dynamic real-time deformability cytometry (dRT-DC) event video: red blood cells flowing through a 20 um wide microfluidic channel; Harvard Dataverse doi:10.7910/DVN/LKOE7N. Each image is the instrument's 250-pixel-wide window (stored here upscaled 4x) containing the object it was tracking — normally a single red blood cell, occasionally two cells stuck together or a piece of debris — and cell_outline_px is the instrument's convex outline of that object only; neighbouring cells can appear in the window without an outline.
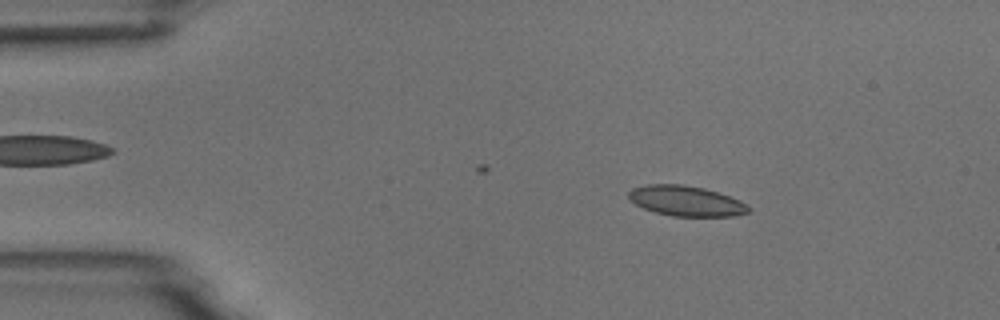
{"species": "common noctule bat (a hibernating species)", "species_latin": "Nyctalus noctula", "temperature_condition": "room temperature", "stored_images_in_passage": 4, "camera_frame_rate_fps": 3000, "um_per_image_px": 0.085, "animal": {"sex": "male", "body_mass_g": 18.8}, "frame": {"image": 1, "passage_image": 2, "time_ms": 1.0, "image_size_px": [1000, 320], "cell_outline_px": [[748, 212], [732, 216], [672, 216], [656, 212], [644, 208], [636, 204], [628, 196], [628, 192], [632, 188], [648, 184], [684, 184], [704, 188], [740, 200], [748, 204]], "centroid_in_image_um": [58.3, 17.07], "position_along_channel_um": 26.7, "area_um2": 20.92}}